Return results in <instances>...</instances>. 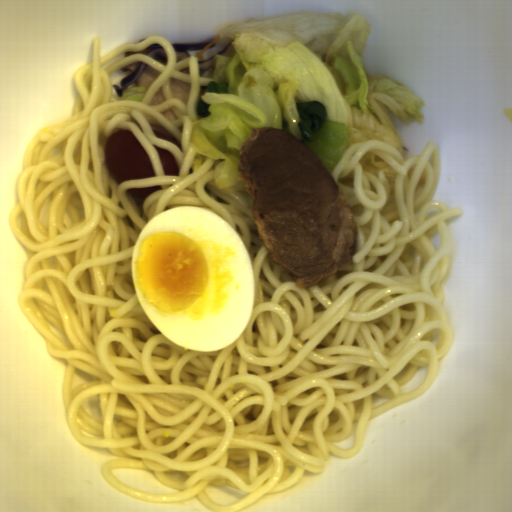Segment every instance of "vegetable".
Instances as JSON below:
<instances>
[{
  "label": "vegetable",
  "instance_id": "add77e79",
  "mask_svg": "<svg viewBox=\"0 0 512 512\" xmlns=\"http://www.w3.org/2000/svg\"><path fill=\"white\" fill-rule=\"evenodd\" d=\"M370 26L360 14L296 12L226 27L198 61L213 57L200 77L189 144L194 160L218 162L214 184L246 190L239 151L252 132L274 127L297 137L332 171L356 143L377 140L405 155L393 120L421 124L425 100L395 79L371 77L363 55ZM231 42V55H218ZM217 54V55H216Z\"/></svg>",
  "mask_w": 512,
  "mask_h": 512
},
{
  "label": "vegetable",
  "instance_id": "ea0f7189",
  "mask_svg": "<svg viewBox=\"0 0 512 512\" xmlns=\"http://www.w3.org/2000/svg\"><path fill=\"white\" fill-rule=\"evenodd\" d=\"M362 170L372 175L378 176L379 172H383L385 178H395L396 172L377 154H365L360 160Z\"/></svg>",
  "mask_w": 512,
  "mask_h": 512
},
{
  "label": "vegetable",
  "instance_id": "96ceb2fe",
  "mask_svg": "<svg viewBox=\"0 0 512 512\" xmlns=\"http://www.w3.org/2000/svg\"><path fill=\"white\" fill-rule=\"evenodd\" d=\"M203 49V48H202ZM202 49L195 50V51H188L189 56H198V54L202 51Z\"/></svg>",
  "mask_w": 512,
  "mask_h": 512
},
{
  "label": "vegetable",
  "instance_id": "f7b5029e",
  "mask_svg": "<svg viewBox=\"0 0 512 512\" xmlns=\"http://www.w3.org/2000/svg\"><path fill=\"white\" fill-rule=\"evenodd\" d=\"M146 95L145 87H142L134 80L124 91L123 96H119L117 100H136L143 101Z\"/></svg>",
  "mask_w": 512,
  "mask_h": 512
}]
</instances>
